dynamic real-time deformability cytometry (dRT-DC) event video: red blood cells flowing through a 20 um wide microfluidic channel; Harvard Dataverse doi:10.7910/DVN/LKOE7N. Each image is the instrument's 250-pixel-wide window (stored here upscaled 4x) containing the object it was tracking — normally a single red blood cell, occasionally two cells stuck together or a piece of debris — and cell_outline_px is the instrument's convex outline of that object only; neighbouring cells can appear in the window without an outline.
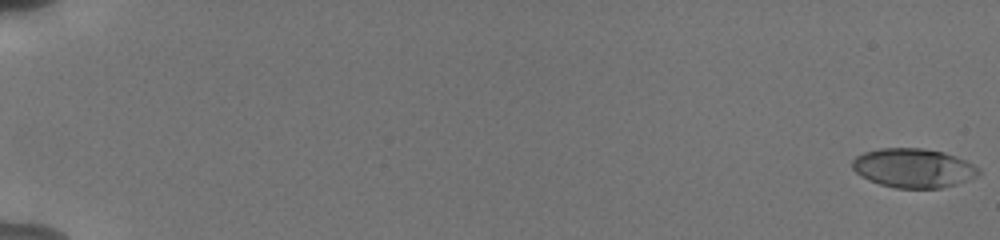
{"species": "human", "species_latin": "Homo sapiens", "temperature_condition": "cold", "stored_images_in_passage": 57, "camera_frame_rate_fps": 3000, "um_per_image_px": 0.085, "donor": {"sex": "male"}, "frame": {"image": 1, "passage_image": 1, "time_ms": 0.0, "image_size_px": [1000, 240], "cell_outline_px": [[980, 172], [976, 176], [940, 188], [896, 188], [880, 184], [868, 180], [860, 176], [852, 168], [852, 160], [856, 156], [864, 152], [880, 148], [924, 148], [944, 152], [956, 156], [980, 168]], "centroid_in_image_um": [77.59, 14.27], "position_along_channel_um": 7.4, "area_um2": 28.67}}
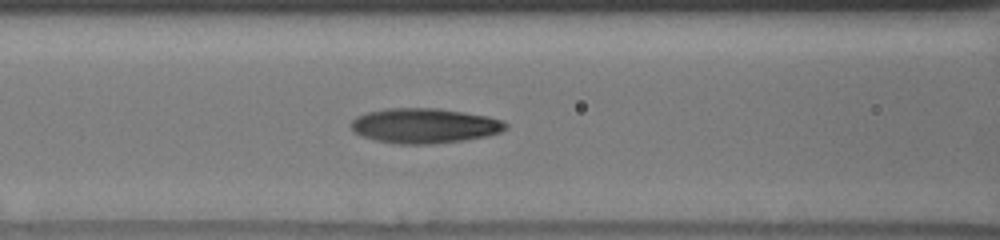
{"frame": {"image": 2, "passage_image": 27, "time_ms": 8.667, "image_size_px": [1000, 240], "cell_outline_px": [[508, 128], [500, 132], [488, 136], [464, 140], [432, 144], [400, 144], [376, 140], [360, 136], [352, 132], [352, 120], [356, 116], [368, 112], [388, 108], [436, 108], [464, 112], [488, 116], [504, 120], [508, 124]], "centroid_in_image_um": [36.1, 10.69], "position_along_channel_um": 130.5, "area_um2": 31.67}}
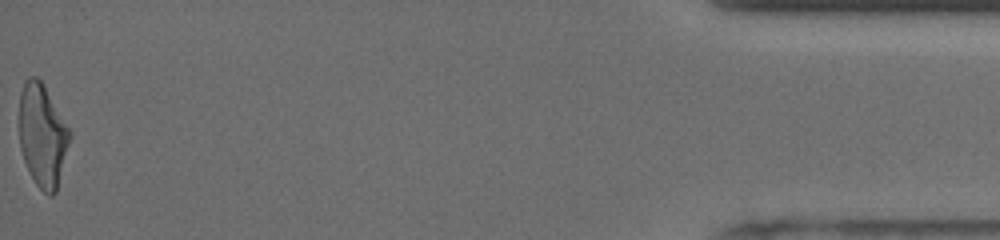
{"frame": {"image": 3, "passage_image": 57, "time_ms": 18.667, "image_size_px": [1000, 240], "cell_outline_px": [[72, 136], [56, 192], [52, 196], [48, 196], [36, 184], [24, 160], [20, 148], [20, 92], [24, 80], [28, 76], [36, 76], [40, 80], [72, 132]], "centroid_in_image_um": [3.63, 11.51], "position_along_channel_um": 431.6, "area_um2": 30.17}, "authors_computed_cell_mechanics": {"area_um2": 29.8826, "velocity_mm_per_s": 3.8184, "shape_relaxation_time_tau1_ms": 5.0691, "shape_relaxation_time_tau2_ms": 1.804, "deformation_change_tau1": 0.1849, "deformation_change_tau2": 0.1009}}